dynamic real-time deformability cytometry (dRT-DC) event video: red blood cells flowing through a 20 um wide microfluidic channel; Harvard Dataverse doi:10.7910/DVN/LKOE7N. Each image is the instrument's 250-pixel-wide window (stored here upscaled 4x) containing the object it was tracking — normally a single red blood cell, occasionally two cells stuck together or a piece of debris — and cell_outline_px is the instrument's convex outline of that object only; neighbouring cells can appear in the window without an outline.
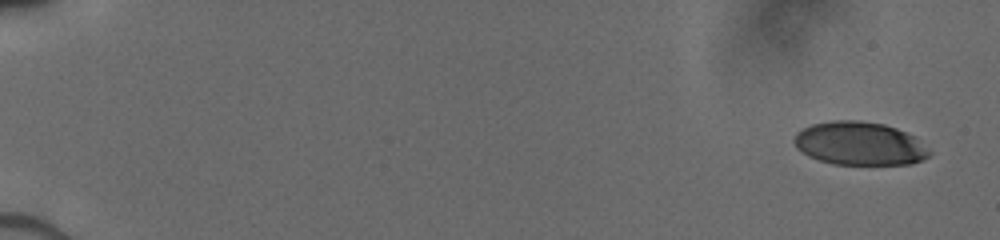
{"species": "human", "species_latin": "Homo sapiens", "temperature_condition": "cold", "stored_images_in_passage": 11, "camera_frame_rate_fps": 3000, "um_per_image_px": 0.085, "donor": {"sex": "male"}, "frame": {"image": 1, "passage_image": 1, "time_ms": 0.0, "image_size_px": [1000, 240], "cell_outline_px": [[932, 152], [924, 160], [912, 164], [836, 164], [820, 160], [808, 156], [796, 148], [796, 132], [812, 124], [832, 120], [860, 120], [884, 124], [896, 128], [916, 136]], "centroid_in_image_um": [73.11, 12.2], "position_along_channel_um": 11.9, "area_um2": 34.22}}